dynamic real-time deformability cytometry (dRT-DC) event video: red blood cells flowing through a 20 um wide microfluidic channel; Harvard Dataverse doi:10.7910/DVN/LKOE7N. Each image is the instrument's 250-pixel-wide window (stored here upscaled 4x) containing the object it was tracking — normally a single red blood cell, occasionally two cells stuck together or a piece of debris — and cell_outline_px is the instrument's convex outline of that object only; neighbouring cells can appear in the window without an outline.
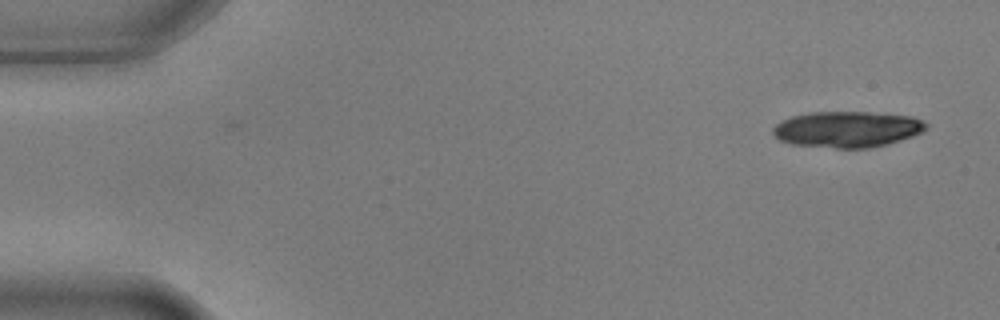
{"species": "common noctule bat (a hibernating species)", "species_latin": "Nyctalus noctula", "temperature_condition": "warm", "stored_images_in_passage": 6, "camera_frame_rate_fps": 3000, "um_per_image_px": 0.085, "animal": {"sex": "male", "body_mass_g": 17.9, "forearm_length_mm": 54.2}, "frame": {"image": 1, "passage_image": 1, "time_ms": 0.0, "image_size_px": [1000, 320], "cell_outline_px": [[928, 128], [924, 132], [888, 144], [868, 148], [836, 148], [792, 144], [780, 140], [772, 132], [772, 128], [780, 120], [792, 116], [808, 112], [868, 112], [912, 116], [924, 120], [928, 124]], "centroid_in_image_um": [72.04, 10.98], "position_along_channel_um": 13.0, "area_um2": 32.43}}